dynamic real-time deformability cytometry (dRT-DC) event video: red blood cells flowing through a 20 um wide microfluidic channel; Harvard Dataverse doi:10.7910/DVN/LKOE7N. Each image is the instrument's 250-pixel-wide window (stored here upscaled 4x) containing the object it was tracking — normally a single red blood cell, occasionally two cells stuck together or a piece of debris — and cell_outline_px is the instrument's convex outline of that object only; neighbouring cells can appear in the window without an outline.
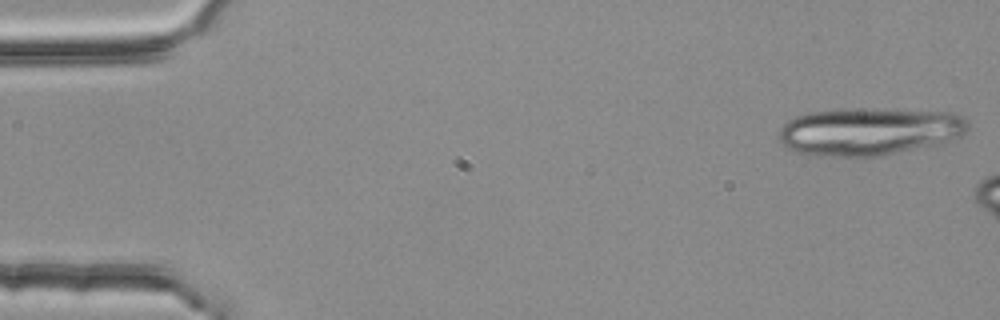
{"species": "common noctule bat (a hibernating species)", "species_latin": "Nyctalus noctula", "temperature_condition": "room temperature", "stored_images_in_passage": 4, "camera_frame_rate_fps": 3000, "um_per_image_px": 0.085, "animal": {"sex": "female", "body_mass_g": 25.1}, "frame": {"image": 1, "passage_image": 1, "time_ms": 0.0, "image_size_px": [1000, 320], "cell_outline_px": [[968, 132], [960, 136], [948, 140], [884, 156], [864, 160], [816, 156], [796, 152], [788, 148], [780, 140], [780, 128], [788, 120], [796, 116], [812, 112], [852, 108], [884, 108], [952, 112], [964, 116], [968, 120]], "centroid_in_image_um": [73.88, 11.19], "position_along_channel_um": 11.1, "area_um2": 53.75}}